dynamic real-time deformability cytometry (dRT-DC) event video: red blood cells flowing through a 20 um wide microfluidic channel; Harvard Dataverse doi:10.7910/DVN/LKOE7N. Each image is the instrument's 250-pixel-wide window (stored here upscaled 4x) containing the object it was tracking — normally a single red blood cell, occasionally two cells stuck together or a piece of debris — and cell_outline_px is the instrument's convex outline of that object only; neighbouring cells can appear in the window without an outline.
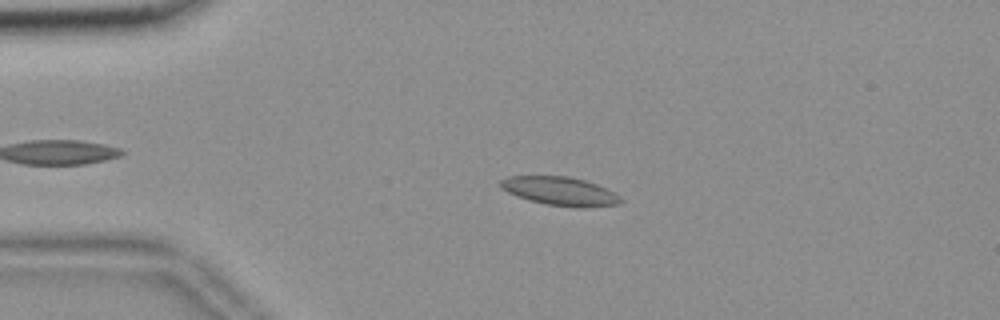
{"species": "common noctule bat (a hibernating species)", "species_latin": "Nyctalus noctula", "temperature_condition": "room temperature", "stored_images_in_passage": 51, "camera_frame_rate_fps": 3000, "um_per_image_px": 0.085, "animal": {"sex": "female", "body_mass_g": 18.4}, "frame": {"image": 1, "passage_image": 13, "time_ms": 4.0, "image_size_px": [1000, 320], "cell_outline_px": [[624, 200], [620, 204], [584, 208], [580, 208], [544, 204], [528, 200], [516, 196], [500, 188], [500, 180], [508, 176], [568, 176], [584, 180], [596, 184], [616, 192]], "centroid_in_image_um": [47.63, 16.26], "position_along_channel_um": 37.4, "area_um2": 20.29}}
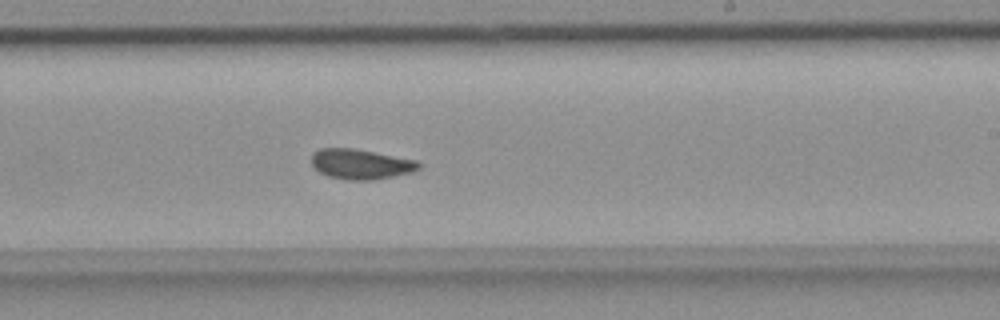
{"frame": {"image": 2, "passage_image": 34, "time_ms": 11.0, "image_size_px": [1000, 320], "cell_outline_px": [[424, 164], [420, 168], [412, 172], [372, 180], [348, 180], [328, 176], [320, 172], [312, 164], [312, 152], [320, 148], [352, 148], [420, 160]], "centroid_in_image_um": [30.72, 13.94], "position_along_channel_um": 258.3, "area_um2": 18.96}}
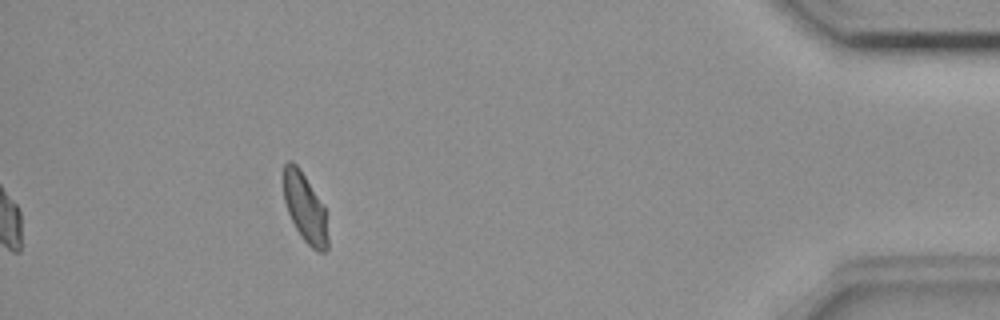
{"frame": {"image": 3, "passage_image": 51, "time_ms": 16.667, "image_size_px": [1000, 320], "cell_outline_px": [[328, 248], [324, 252], [316, 252], [300, 236], [288, 212], [284, 200], [284, 164], [288, 160], [292, 160], [300, 168], [324, 204], [328, 236]], "centroid_in_image_um": [25.94, 17.66], "position_along_channel_um": 409.3, "area_um2": 17.98}, "authors_computed_cell_mechanics": {"area_um2": 18.8428, "velocity_mm_per_s": 3.6447, "shape_relaxation_time_tau1_ms": null, "shape_relaxation_time_tau2_ms": 1.6052, "deformation_change_tau1": null, "deformation_change_tau2": 0.0799}}